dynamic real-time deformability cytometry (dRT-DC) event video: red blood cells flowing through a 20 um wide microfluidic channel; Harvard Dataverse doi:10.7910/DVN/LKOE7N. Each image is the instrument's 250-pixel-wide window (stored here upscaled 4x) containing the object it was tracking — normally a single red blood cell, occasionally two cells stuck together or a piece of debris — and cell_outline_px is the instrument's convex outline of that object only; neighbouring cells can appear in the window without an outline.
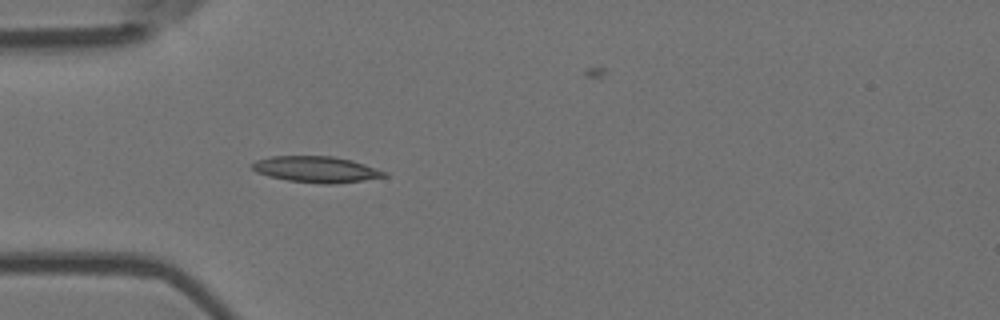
{"species": "Egyptian fruit bat (a non-hibernating species)", "species_latin": "Rousettus aegyptiacus", "temperature_condition": "room temperature", "stored_images_in_passage": 4, "camera_frame_rate_fps": 3000, "um_per_image_px": 0.085, "animal": {"sex": "female"}, "frame": {"image": 1, "passage_image": 4, "time_ms": 1.0, "image_size_px": [1000, 320], "cell_outline_px": [[388, 176], [364, 180], [332, 184], [324, 184], [288, 180], [268, 176], [256, 172], [252, 168], [252, 164], [256, 160], [272, 156], [332, 156], [352, 160], [388, 172]], "centroid_in_image_um": [26.9, 14.39], "position_along_channel_um": 58.1, "area_um2": 20.06}}